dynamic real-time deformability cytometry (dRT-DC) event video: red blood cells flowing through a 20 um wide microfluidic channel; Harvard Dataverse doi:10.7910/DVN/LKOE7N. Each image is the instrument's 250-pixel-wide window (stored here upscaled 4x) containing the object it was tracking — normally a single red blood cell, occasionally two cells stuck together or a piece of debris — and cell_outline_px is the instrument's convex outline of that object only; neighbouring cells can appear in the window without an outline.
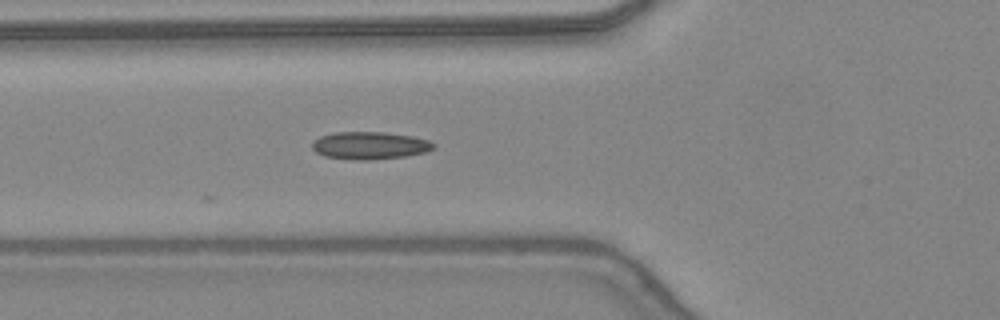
{"species": "common noctule bat (a hibernating species)", "species_latin": "Nyctalus noctula", "temperature_condition": "warm", "stored_images_in_passage": 6, "camera_frame_rate_fps": 3000, "um_per_image_px": 0.085, "animal": {"sex": "female", "body_mass_g": 24.6, "forearm_length_mm": 56.2}, "frame": {"image": 1, "passage_image": 6, "time_ms": 1.667, "image_size_px": [1000, 320], "cell_outline_px": [[436, 144], [432, 148], [424, 152], [404, 156], [368, 160], [356, 160], [324, 156], [316, 152], [312, 148], [312, 140], [320, 136], [336, 132], [384, 132], [412, 136], [428, 140]], "centroid_in_image_um": [31.38, 12.36], "position_along_channel_um": 94.4, "area_um2": 19.36}}